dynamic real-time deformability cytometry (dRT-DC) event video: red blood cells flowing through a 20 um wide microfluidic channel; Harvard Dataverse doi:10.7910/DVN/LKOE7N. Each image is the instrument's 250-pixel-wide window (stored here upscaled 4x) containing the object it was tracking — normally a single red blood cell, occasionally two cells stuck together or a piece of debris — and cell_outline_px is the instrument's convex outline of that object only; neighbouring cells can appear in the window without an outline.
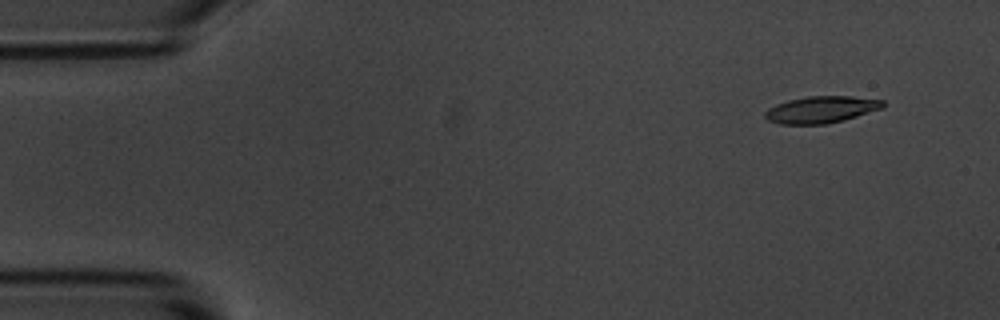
{"species": "common noctule bat (a hibernating species)", "species_latin": "Nyctalus noctula", "temperature_condition": "room temperature", "stored_images_in_passage": 5, "camera_frame_rate_fps": 3000, "um_per_image_px": 0.085, "animal": {"sex": "male", "body_mass_g": 20.1, "forearm_length_mm": 53.5}, "frame": {"image": 1, "passage_image": 2, "time_ms": 1.0, "image_size_px": [1000, 320], "cell_outline_px": [[884, 108], [844, 120], [828, 124], [780, 124], [768, 120], [764, 116], [764, 112], [768, 108], [776, 104], [788, 100], [808, 96], [852, 96], [884, 100]], "centroid_in_image_um": [69.81, 9.31], "position_along_channel_um": 15.2, "area_um2": 18.55}}